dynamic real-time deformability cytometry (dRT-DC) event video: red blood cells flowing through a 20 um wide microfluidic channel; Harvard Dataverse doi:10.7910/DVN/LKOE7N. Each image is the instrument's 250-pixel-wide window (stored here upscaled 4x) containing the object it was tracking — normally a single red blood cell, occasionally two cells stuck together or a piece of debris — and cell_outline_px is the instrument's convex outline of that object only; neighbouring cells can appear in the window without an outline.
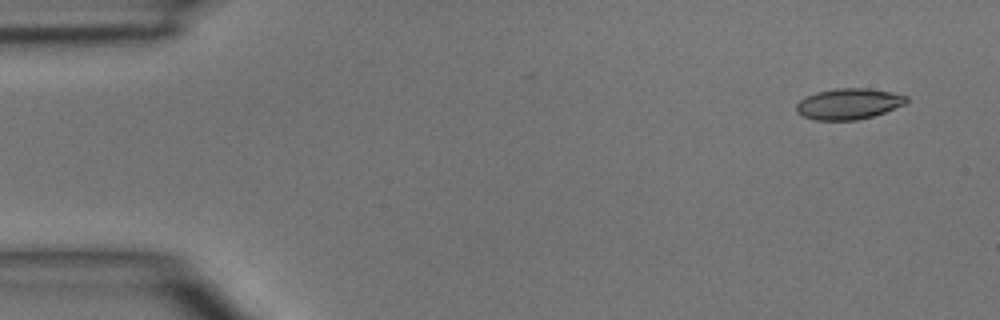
{"species": "common noctule bat (a hibernating species)", "species_latin": "Nyctalus noctula", "temperature_condition": "room temperature", "stored_images_in_passage": 4, "camera_frame_rate_fps": 3000, "um_per_image_px": 0.085, "animal": {"sex": "male", "body_mass_g": 15.6}, "frame": {"image": 1, "passage_image": 1, "time_ms": 0.0, "image_size_px": [1000, 320], "cell_outline_px": [[908, 100], [904, 104], [884, 112], [872, 116], [856, 120], [812, 120], [796, 112], [796, 104], [804, 96], [816, 92], [836, 88], [868, 88], [892, 92], [908, 96]], "centroid_in_image_um": [72.1, 8.82], "position_along_channel_um": 12.9, "area_um2": 19.88}}